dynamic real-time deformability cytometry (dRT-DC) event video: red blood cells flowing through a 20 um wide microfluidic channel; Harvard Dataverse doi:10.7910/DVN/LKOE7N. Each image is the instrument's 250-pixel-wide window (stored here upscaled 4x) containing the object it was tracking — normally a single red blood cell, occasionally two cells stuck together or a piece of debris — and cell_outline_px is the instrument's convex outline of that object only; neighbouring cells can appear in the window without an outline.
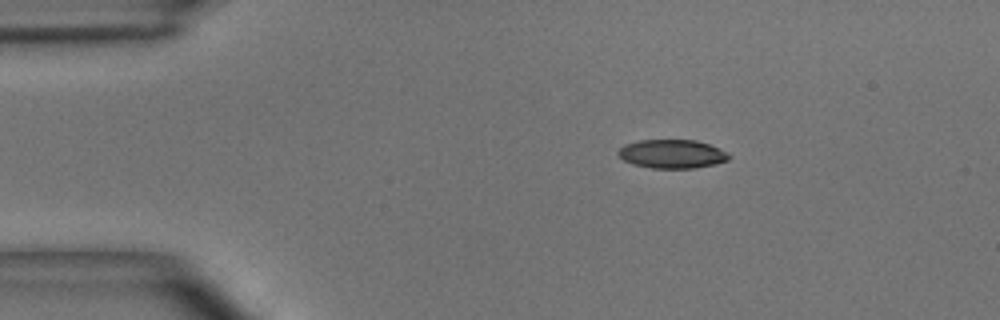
{"species": "common noctule bat (a hibernating species)", "species_latin": "Nyctalus noctula", "temperature_condition": "room temperature", "stored_images_in_passage": 46, "camera_frame_rate_fps": 3000, "um_per_image_px": 0.085, "animal": {"sex": "male", "body_mass_g": 15.6}, "frame": {"image": 1, "passage_image": 1, "time_ms": 0.0, "image_size_px": [1000, 320], "cell_outline_px": [[732, 156], [728, 160], [696, 168], [652, 168], [632, 164], [624, 160], [616, 152], [624, 144], [640, 140], [696, 140], [708, 144], [728, 152]], "centroid_in_image_um": [57.12, 13.08], "position_along_channel_um": 27.9, "area_um2": 18.5}}
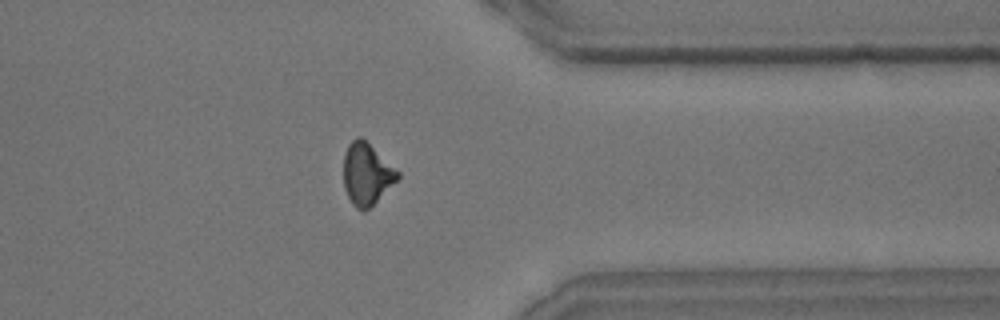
{"frame": {"image": 2, "passage_image": 35, "time_ms": 11.333, "image_size_px": [1000, 320], "cell_outline_px": [[400, 176], [368, 208], [356, 208], [352, 204], [344, 188], [344, 156], [348, 144], [356, 136], [360, 136], [400, 172]], "centroid_in_image_um": [31.14, 14.75], "position_along_channel_um": 380.3, "area_um2": 18.84}}
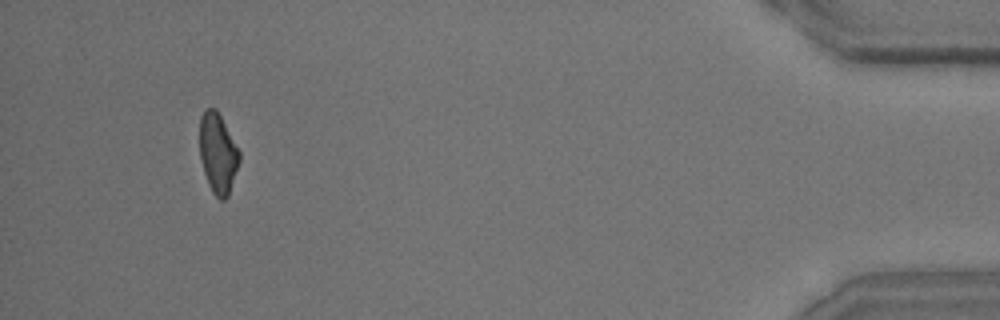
{"frame": {"image": 3, "passage_image": 43, "time_ms": 14.0, "image_size_px": [1000, 320], "cell_outline_px": [[240, 160], [228, 196], [224, 200], [220, 200], [212, 192], [208, 184], [200, 160], [200, 116], [204, 108], [216, 108], [240, 152]], "centroid_in_image_um": [18.51, 13.02], "position_along_channel_um": 416.7, "area_um2": 18.5}, "authors_computed_cell_mechanics": {"area_um2": 19.2185, "velocity_mm_per_s": 3.6637, "shape_relaxation_time_tau1_ms": 4.385, "shape_relaxation_time_tau2_ms": 3.2638, "deformation_change_tau1": 0.1384, "deformation_change_tau2": 0.0973}}